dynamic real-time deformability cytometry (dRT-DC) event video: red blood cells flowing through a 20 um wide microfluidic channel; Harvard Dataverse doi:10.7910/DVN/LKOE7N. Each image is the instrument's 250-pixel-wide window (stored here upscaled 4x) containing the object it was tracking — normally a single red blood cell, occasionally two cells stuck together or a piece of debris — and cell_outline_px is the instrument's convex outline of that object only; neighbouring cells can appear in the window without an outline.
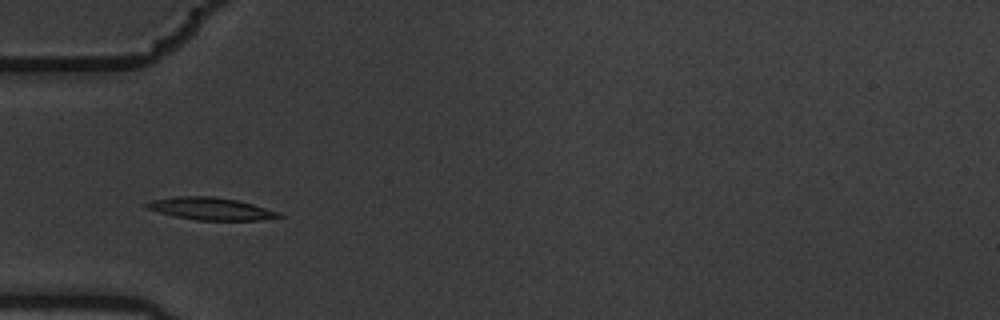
{"species": "common noctule bat (a hibernating species)", "species_latin": "Nyctalus noctula", "temperature_condition": "warm", "stored_images_in_passage": 6, "camera_frame_rate_fps": 3000, "um_per_image_px": 0.085, "animal": {"sex": "male", "body_mass_g": 19.5, "forearm_length_mm": 54.6}, "frame": {"image": 1, "passage_image": 3, "time_ms": 0.667, "image_size_px": [1000, 320], "cell_outline_px": [[284, 216], [260, 220], [196, 220], [172, 216], [144, 208], [144, 204], [152, 200], [176, 196], [212, 196], [236, 200], [252, 204], [280, 212]], "centroid_in_image_um": [17.87, 17.74], "position_along_channel_um": 67.1, "area_um2": 17.28}}
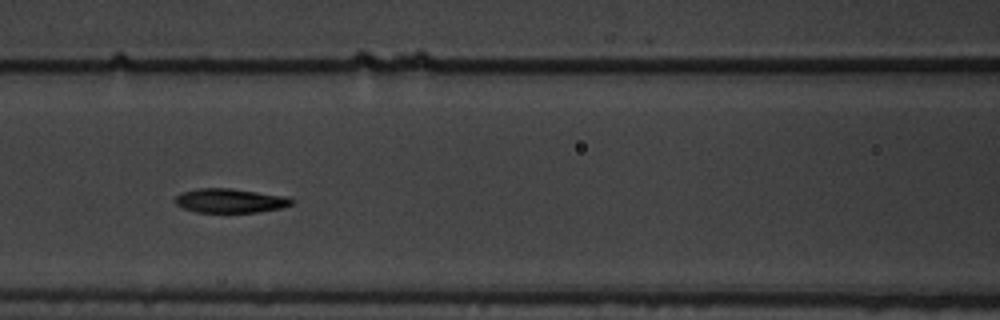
{"frame": {"image": 2, "passage_image": 5, "time_ms": 1.333, "image_size_px": [1000, 320], "cell_outline_px": [[296, 200], [292, 204], [280, 208], [260, 212], [196, 212], [184, 208], [176, 204], [176, 196], [180, 192], [200, 188], [232, 188], [284, 196]], "centroid_in_image_um": [19.57, 17.05], "position_along_channel_um": 147.0, "area_um2": 16.36}}
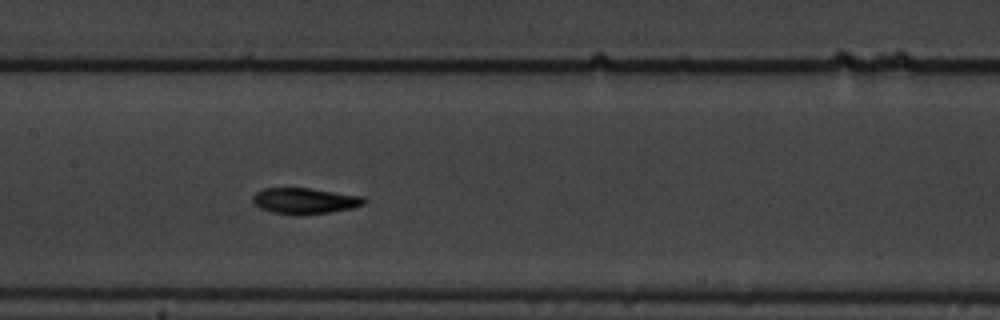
{"frame": {"image": 3, "passage_image": 6, "time_ms": 1.667, "image_size_px": [1000, 320], "cell_outline_px": [[368, 200], [364, 204], [352, 208], [328, 212], [272, 212], [260, 208], [252, 200], [252, 196], [256, 192], [264, 188], [312, 188], [364, 196]], "centroid_in_image_um": [25.95, 17.02], "position_along_channel_um": 181.4, "area_um2": 16.24}}